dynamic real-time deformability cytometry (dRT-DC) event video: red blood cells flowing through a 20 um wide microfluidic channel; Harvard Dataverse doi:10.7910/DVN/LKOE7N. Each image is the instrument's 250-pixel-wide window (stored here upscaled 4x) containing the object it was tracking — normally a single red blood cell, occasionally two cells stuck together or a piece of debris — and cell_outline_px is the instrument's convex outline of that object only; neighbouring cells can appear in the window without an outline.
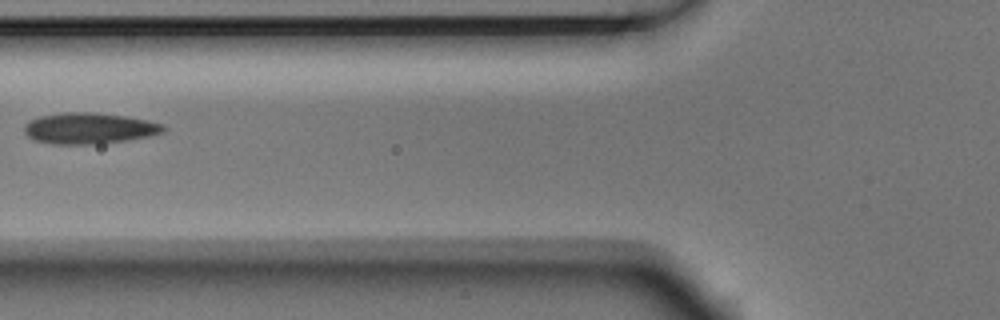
{"species": "Egyptian fruit bat (a non-hibernating species)", "species_latin": "Rousettus aegyptiacus", "temperature_condition": "room temperature", "stored_images_in_passage": 3, "camera_frame_rate_fps": 3000, "um_per_image_px": 0.085, "animal": {"sex": "male"}, "frame": {"image": 1, "passage_image": 2, "time_ms": 0.333, "image_size_px": [1000, 320], "cell_outline_px": [[168, 128], [164, 132], [148, 136], [124, 140], [96, 144], [52, 144], [36, 140], [28, 136], [24, 132], [24, 124], [28, 120], [40, 116], [64, 112], [92, 112], [124, 116], [148, 120], [164, 124]], "centroid_in_image_um": [7.57, 10.9], "position_along_channel_um": 118.2, "area_um2": 25.2}}
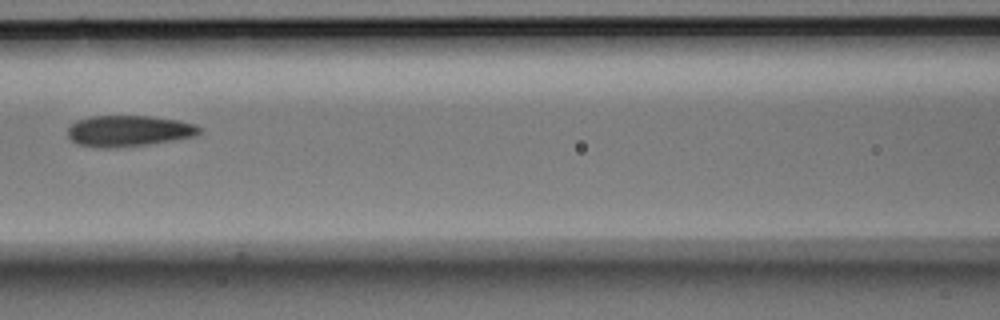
{"frame": {"image": 2, "passage_image": 3, "time_ms": 0.667, "image_size_px": [1000, 320], "cell_outline_px": [[200, 132], [192, 136], [172, 140], [148, 144], [108, 148], [100, 148], [76, 144], [68, 136], [68, 128], [76, 120], [88, 116], [152, 116], [180, 120], [196, 124], [200, 128]], "centroid_in_image_um": [10.9, 11.11], "position_along_channel_um": 155.7, "area_um2": 23.81}}